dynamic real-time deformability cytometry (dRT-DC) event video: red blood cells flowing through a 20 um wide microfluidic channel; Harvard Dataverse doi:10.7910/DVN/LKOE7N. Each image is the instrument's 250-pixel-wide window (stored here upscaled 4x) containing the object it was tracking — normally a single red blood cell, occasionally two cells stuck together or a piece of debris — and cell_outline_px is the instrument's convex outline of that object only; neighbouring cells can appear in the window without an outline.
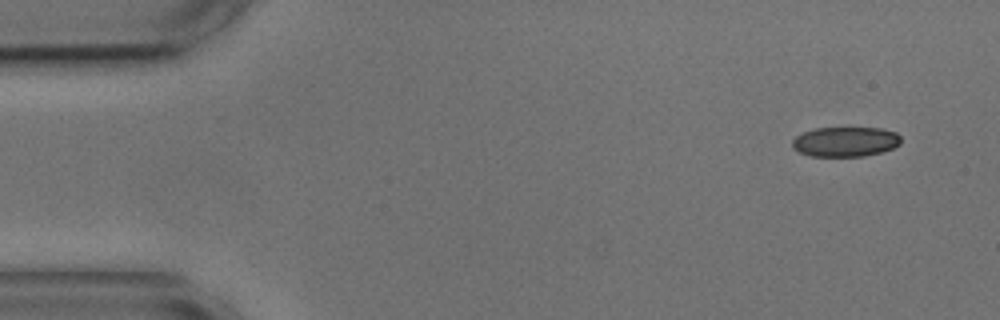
{"species": "common noctule bat (a hibernating species)", "species_latin": "Nyctalus noctula", "temperature_condition": "cold", "stored_images_in_passage": 4, "camera_frame_rate_fps": 3000, "um_per_image_px": 0.085, "animal": {"sex": "male", "body_mass_g": 17.9, "forearm_length_mm": 54.2}, "frame": {"image": 1, "passage_image": 1, "time_ms": 0.0, "image_size_px": [1000, 320], "cell_outline_px": [[900, 144], [892, 148], [880, 152], [864, 156], [808, 156], [792, 148], [792, 140], [796, 136], [804, 132], [816, 128], [880, 128], [896, 132], [900, 136]], "centroid_in_image_um": [71.84, 12.04], "position_along_channel_um": 13.2, "area_um2": 18.84}}
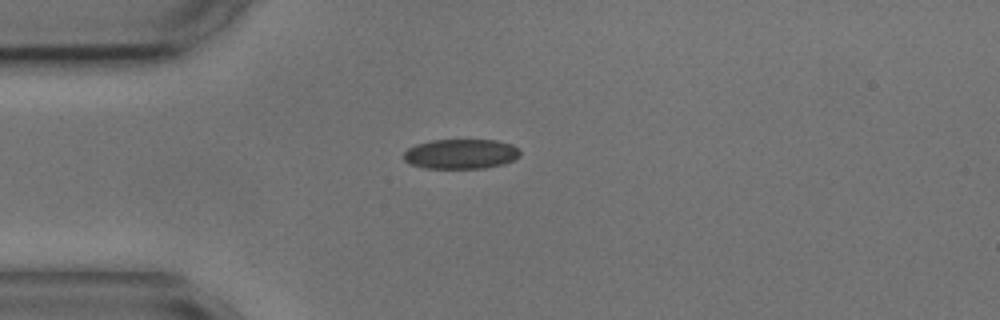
{"frame": {"image": 2, "passage_image": 4, "time_ms": 3.333, "image_size_px": [1000, 320], "cell_outline_px": [[520, 156], [504, 164], [484, 168], [424, 168], [412, 164], [404, 160], [404, 152], [408, 148], [416, 144], [432, 140], [496, 140], [512, 144], [520, 152]], "centroid_in_image_um": [39.17, 13.08], "position_along_channel_um": 45.8, "area_um2": 20.17}}